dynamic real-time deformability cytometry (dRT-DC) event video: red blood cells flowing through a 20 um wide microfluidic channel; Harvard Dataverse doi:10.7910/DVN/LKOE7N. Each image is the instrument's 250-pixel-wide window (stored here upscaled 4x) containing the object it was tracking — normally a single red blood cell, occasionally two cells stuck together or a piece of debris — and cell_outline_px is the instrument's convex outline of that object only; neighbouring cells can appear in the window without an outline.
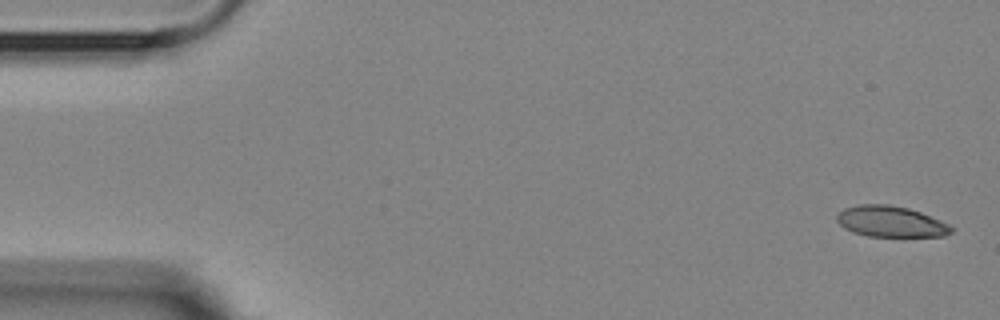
{"species": "Egyptian fruit bat (a non-hibernating species)", "species_latin": "Rousettus aegyptiacus", "temperature_condition": "room temperature", "stored_images_in_passage": 5, "camera_frame_rate_fps": 3000, "um_per_image_px": 0.085, "animal": {"sex": "female"}, "frame": {"image": 1, "passage_image": 1, "time_ms": 0.0, "image_size_px": [1000, 320], "cell_outline_px": [[952, 232], [944, 236], [868, 236], [852, 232], [844, 228], [836, 220], [836, 216], [844, 208], [860, 204], [888, 204], [908, 208], [920, 212], [940, 220], [948, 224], [952, 228]], "centroid_in_image_um": [75.69, 18.83], "position_along_channel_um": 9.3, "area_um2": 20.52}}
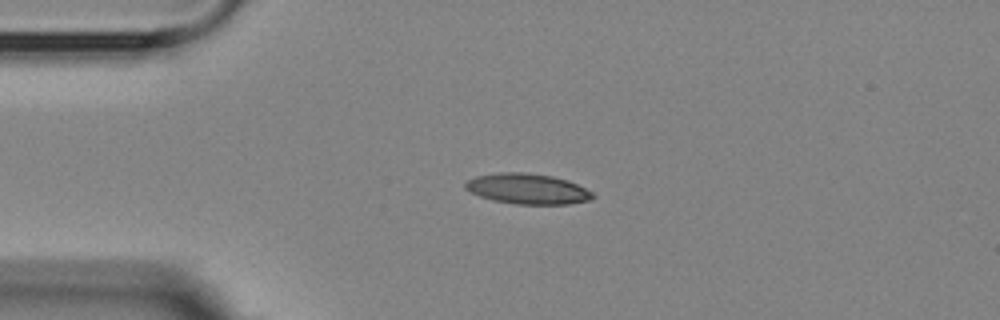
{"frame": {"image": 2, "passage_image": 4, "time_ms": 3.667, "image_size_px": [1000, 320], "cell_outline_px": [[596, 196], [592, 200], [568, 204], [516, 204], [492, 200], [480, 196], [464, 188], [464, 184], [468, 180], [476, 176], [500, 172], [524, 172], [552, 176], [568, 180], [592, 192]], "centroid_in_image_um": [44.85, 16.05], "position_along_channel_um": 40.1, "area_um2": 22.6}}